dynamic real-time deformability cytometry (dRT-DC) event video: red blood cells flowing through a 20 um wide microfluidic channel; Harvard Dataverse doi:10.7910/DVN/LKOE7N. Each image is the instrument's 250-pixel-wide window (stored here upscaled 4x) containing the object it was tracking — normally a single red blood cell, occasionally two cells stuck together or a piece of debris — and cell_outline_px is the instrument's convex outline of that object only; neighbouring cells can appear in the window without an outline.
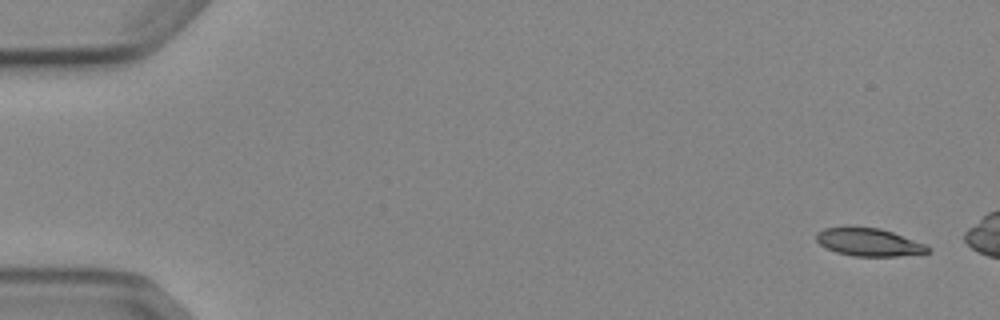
{"species": "Egyptian fruit bat (a non-hibernating species)", "species_latin": "Rousettus aegyptiacus", "temperature_condition": "cold", "stored_images_in_passage": 6, "camera_frame_rate_fps": 3000, "um_per_image_px": 0.085, "animal": {"sex": "female"}, "frame": {"image": 1, "passage_image": 6, "time_ms": 6.0, "image_size_px": [1000, 320], "cell_outline_px": [[932, 252], [896, 256], [852, 256], [836, 252], [820, 244], [816, 240], [816, 232], [824, 228], [880, 228], [892, 232], [924, 244], [932, 248]], "centroid_in_image_um": [73.87, 20.6], "position_along_channel_um": 11.1, "area_um2": 17.74}}